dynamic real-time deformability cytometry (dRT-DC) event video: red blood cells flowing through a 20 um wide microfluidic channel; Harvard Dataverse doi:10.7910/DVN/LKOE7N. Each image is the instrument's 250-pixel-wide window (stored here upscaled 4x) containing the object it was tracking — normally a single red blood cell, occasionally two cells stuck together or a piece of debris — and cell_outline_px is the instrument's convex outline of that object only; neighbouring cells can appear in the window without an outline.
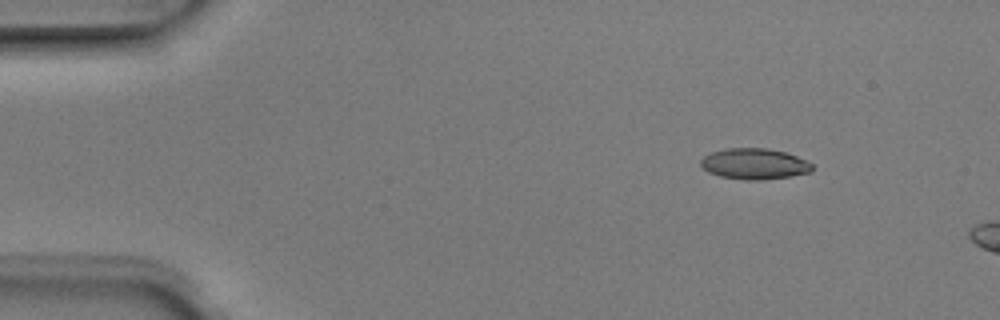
{"species": "Egyptian fruit bat (a non-hibernating species)", "species_latin": "Rousettus aegyptiacus", "temperature_condition": "room temperature", "stored_images_in_passage": 3, "camera_frame_rate_fps": 3000, "um_per_image_px": 0.085, "animal": {"sex": "male"}, "frame": {"image": 1, "passage_image": 1, "time_ms": 0.0, "image_size_px": [1000, 320], "cell_outline_px": [[812, 172], [788, 176], [760, 180], [748, 180], [720, 176], [708, 172], [700, 164], [700, 160], [704, 156], [712, 152], [724, 148], [768, 148], [784, 152], [808, 160], [812, 164]], "centroid_in_image_um": [64.12, 13.92], "position_along_channel_um": 20.9, "area_um2": 20.0}}